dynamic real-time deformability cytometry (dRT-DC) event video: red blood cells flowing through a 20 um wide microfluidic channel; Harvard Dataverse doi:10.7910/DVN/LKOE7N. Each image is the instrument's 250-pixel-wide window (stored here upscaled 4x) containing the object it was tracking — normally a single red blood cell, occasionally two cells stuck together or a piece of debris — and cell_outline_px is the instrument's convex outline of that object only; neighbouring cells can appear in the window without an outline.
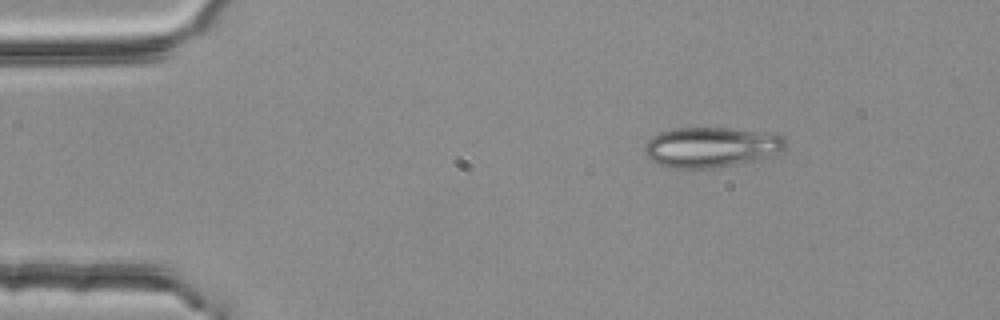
{"species": "common noctule bat (a hibernating species)", "species_latin": "Nyctalus noctula", "temperature_condition": "room temperature", "stored_images_in_passage": 4, "camera_frame_rate_fps": 3000, "um_per_image_px": 0.085, "animal": {"sex": "female", "body_mass_g": 25.1}, "frame": {"image": 1, "passage_image": 4, "time_ms": 1.0, "image_size_px": [1000, 320], "cell_outline_px": [[784, 148], [780, 152], [764, 160], [712, 168], [676, 168], [656, 164], [648, 160], [644, 156], [644, 144], [652, 136], [660, 132], [676, 128], [732, 128], [772, 132], [784, 136]], "centroid_in_image_um": [60.46, 12.51], "position_along_channel_um": 24.5, "area_um2": 33.76}}